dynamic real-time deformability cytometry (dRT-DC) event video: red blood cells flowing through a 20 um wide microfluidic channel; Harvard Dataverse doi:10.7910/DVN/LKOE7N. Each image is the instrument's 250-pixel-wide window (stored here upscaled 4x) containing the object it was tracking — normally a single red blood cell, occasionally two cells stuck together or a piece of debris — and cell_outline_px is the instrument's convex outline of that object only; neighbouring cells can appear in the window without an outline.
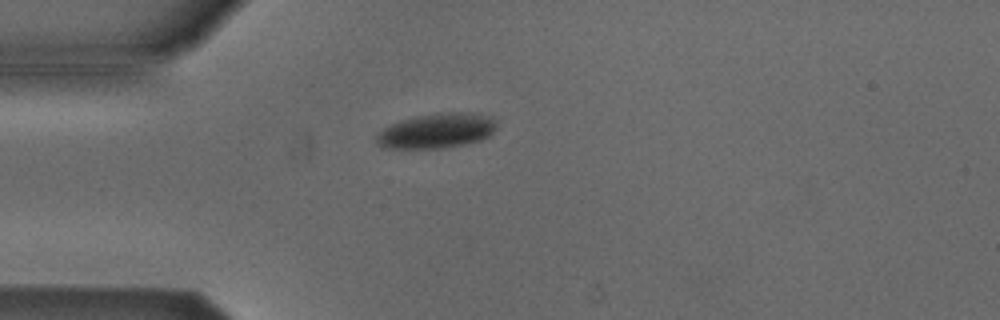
{"species": "Egyptian fruit bat (a non-hibernating species)", "species_latin": "Rousettus aegyptiacus", "temperature_condition": "cold", "stored_images_in_passage": 2, "camera_frame_rate_fps": 3000, "um_per_image_px": 0.085, "animal": {"sex": "male"}, "frame": {"image": 1, "passage_image": 2, "time_ms": 1.333, "image_size_px": [1000, 320], "cell_outline_px": [[496, 128], [488, 136], [480, 140], [444, 148], [384, 148], [376, 140], [376, 136], [384, 128], [400, 120], [416, 116], [436, 112], [480, 112], [492, 116], [496, 120]], "centroid_in_image_um": [37.17, 11.08], "position_along_channel_um": 47.8, "area_um2": 24.57}}